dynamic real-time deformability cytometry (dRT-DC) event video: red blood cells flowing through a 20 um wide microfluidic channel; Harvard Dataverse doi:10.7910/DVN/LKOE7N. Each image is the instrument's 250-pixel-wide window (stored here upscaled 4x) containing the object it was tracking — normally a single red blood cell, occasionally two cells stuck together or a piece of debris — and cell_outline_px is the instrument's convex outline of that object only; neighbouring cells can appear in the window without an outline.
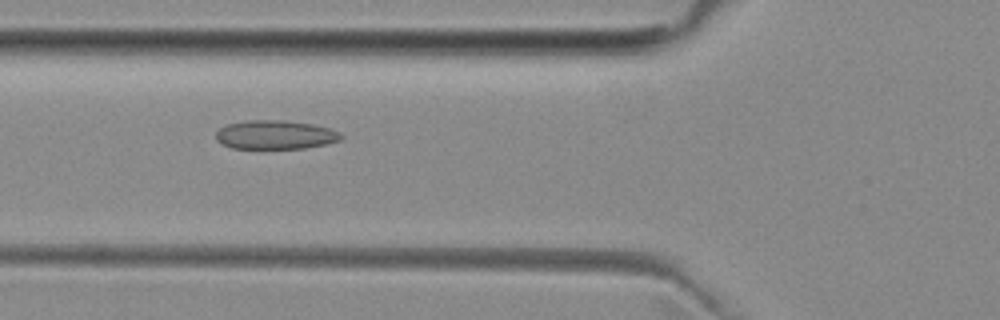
{"species": "common noctule bat (a hibernating species)", "species_latin": "Nyctalus noctula", "temperature_condition": "room temperature", "stored_images_in_passage": 45, "camera_frame_rate_fps": 3000, "um_per_image_px": 0.085, "animal": {"sex": "female", "body_mass_g": 29.2, "forearm_length_mm": 56.3}, "frame": {"image": 1, "passage_image": 12, "time_ms": 3.667, "image_size_px": [1000, 320], "cell_outline_px": [[344, 136], [340, 140], [324, 144], [304, 148], [232, 148], [216, 140], [216, 132], [220, 128], [228, 124], [248, 120], [284, 120], [312, 124], [332, 128], [340, 132]], "centroid_in_image_um": [23.43, 11.44], "position_along_channel_um": 102.4, "area_um2": 20.98}}
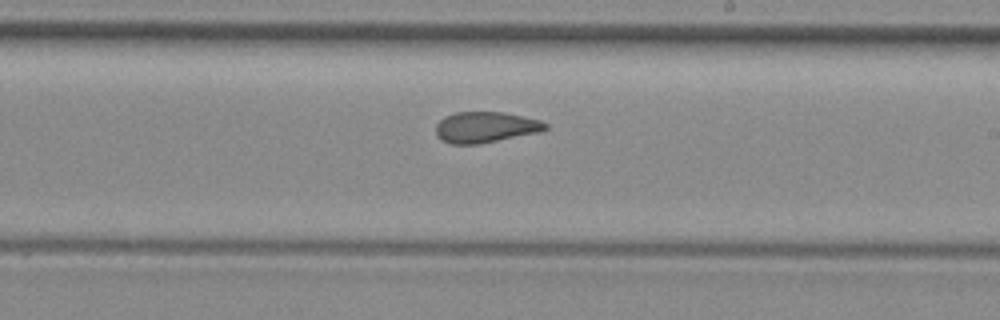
{"frame": {"image": 2, "passage_image": 23, "time_ms": 7.333, "image_size_px": [1000, 320], "cell_outline_px": [[548, 128], [540, 132], [480, 144], [452, 144], [440, 140], [436, 136], [436, 124], [444, 116], [456, 112], [504, 112], [524, 116], [540, 120], [548, 124]], "centroid_in_image_um": [41.26, 10.81], "position_along_channel_um": 247.7, "area_um2": 19.94}}
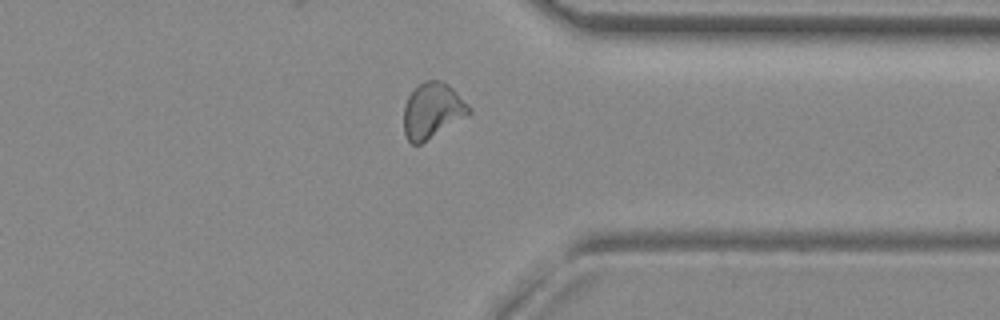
{"frame": {"image": 3, "passage_image": 33, "time_ms": 10.667, "image_size_px": [1000, 320], "cell_outline_px": [[472, 112], [420, 144], [412, 144], [408, 140], [404, 132], [404, 104], [408, 96], [424, 80], [440, 80], [448, 84], [472, 108]], "centroid_in_image_um": [36.74, 9.38], "position_along_channel_um": 374.7, "area_um2": 20.75}, "authors_computed_cell_mechanics": {"area_um2": 20.6346, "velocity_mm_per_s": 3.9654, "shape_relaxation_time_tau1_ms": null, "shape_relaxation_time_tau2_ms": 1.895, "deformation_change_tau1": null, "deformation_change_tau2": 0.0856}}